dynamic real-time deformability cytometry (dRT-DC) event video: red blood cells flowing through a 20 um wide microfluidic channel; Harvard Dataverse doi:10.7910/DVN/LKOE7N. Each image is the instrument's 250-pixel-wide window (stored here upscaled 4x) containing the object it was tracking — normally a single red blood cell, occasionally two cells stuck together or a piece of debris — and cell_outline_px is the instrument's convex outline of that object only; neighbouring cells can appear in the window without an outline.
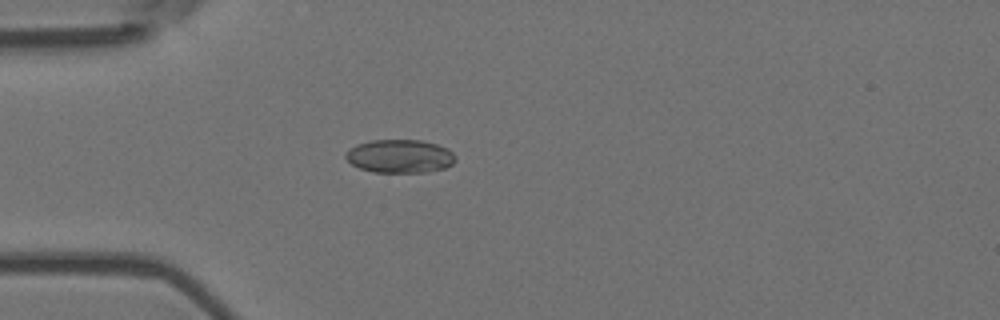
{"species": "Egyptian fruit bat (a non-hibernating species)", "species_latin": "Rousettus aegyptiacus", "temperature_condition": "room temperature", "stored_images_in_passage": 6, "camera_frame_rate_fps": 3000, "um_per_image_px": 0.085, "animal": {"sex": "female"}, "frame": {"image": 1, "passage_image": 4, "time_ms": 1.0, "image_size_px": [1000, 320], "cell_outline_px": [[456, 160], [452, 164], [444, 168], [424, 172], [372, 172], [360, 168], [352, 164], [344, 156], [356, 144], [372, 140], [420, 140], [436, 144], [448, 148], [456, 156]], "centroid_in_image_um": [34.01, 13.27], "position_along_channel_um": 51.0, "area_um2": 21.21}}
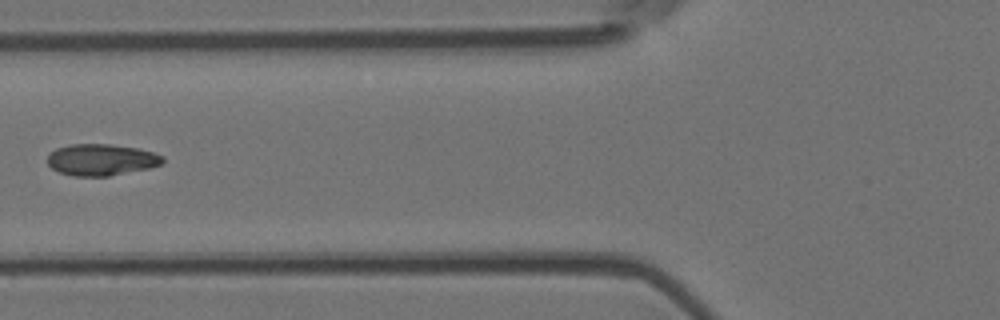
{"frame": {"image": 2, "passage_image": 6, "time_ms": 1.667, "image_size_px": [1000, 320], "cell_outline_px": [[164, 160], [160, 164], [148, 168], [108, 176], [72, 176], [60, 172], [52, 168], [48, 164], [48, 156], [56, 148], [68, 144], [108, 144], [140, 148], [164, 156]], "centroid_in_image_um": [8.6, 13.57], "position_along_channel_um": 117.2, "area_um2": 21.1}}